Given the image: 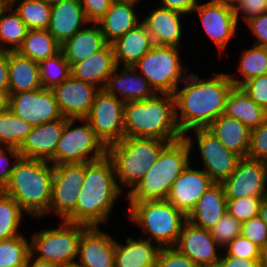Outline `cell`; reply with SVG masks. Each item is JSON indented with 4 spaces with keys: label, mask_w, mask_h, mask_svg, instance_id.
<instances>
[{
    "label": "cell",
    "mask_w": 267,
    "mask_h": 267,
    "mask_svg": "<svg viewBox=\"0 0 267 267\" xmlns=\"http://www.w3.org/2000/svg\"><path fill=\"white\" fill-rule=\"evenodd\" d=\"M116 240L115 267H155L160 247L141 236Z\"/></svg>",
    "instance_id": "cell-29"
},
{
    "label": "cell",
    "mask_w": 267,
    "mask_h": 267,
    "mask_svg": "<svg viewBox=\"0 0 267 267\" xmlns=\"http://www.w3.org/2000/svg\"><path fill=\"white\" fill-rule=\"evenodd\" d=\"M85 177V163H63L54 166L51 201L48 214L64 220L76 206Z\"/></svg>",
    "instance_id": "cell-14"
},
{
    "label": "cell",
    "mask_w": 267,
    "mask_h": 267,
    "mask_svg": "<svg viewBox=\"0 0 267 267\" xmlns=\"http://www.w3.org/2000/svg\"><path fill=\"white\" fill-rule=\"evenodd\" d=\"M49 1L52 3V2H55V1H59V0H49Z\"/></svg>",
    "instance_id": "cell-64"
},
{
    "label": "cell",
    "mask_w": 267,
    "mask_h": 267,
    "mask_svg": "<svg viewBox=\"0 0 267 267\" xmlns=\"http://www.w3.org/2000/svg\"><path fill=\"white\" fill-rule=\"evenodd\" d=\"M226 198L267 195V163L241 158L235 171L222 183Z\"/></svg>",
    "instance_id": "cell-16"
},
{
    "label": "cell",
    "mask_w": 267,
    "mask_h": 267,
    "mask_svg": "<svg viewBox=\"0 0 267 267\" xmlns=\"http://www.w3.org/2000/svg\"><path fill=\"white\" fill-rule=\"evenodd\" d=\"M151 11L144 15L141 22L151 34L153 43L156 45L182 47L184 14L161 6H153Z\"/></svg>",
    "instance_id": "cell-22"
},
{
    "label": "cell",
    "mask_w": 267,
    "mask_h": 267,
    "mask_svg": "<svg viewBox=\"0 0 267 267\" xmlns=\"http://www.w3.org/2000/svg\"><path fill=\"white\" fill-rule=\"evenodd\" d=\"M26 215L18 202L0 189V240L24 234L21 224Z\"/></svg>",
    "instance_id": "cell-37"
},
{
    "label": "cell",
    "mask_w": 267,
    "mask_h": 267,
    "mask_svg": "<svg viewBox=\"0 0 267 267\" xmlns=\"http://www.w3.org/2000/svg\"><path fill=\"white\" fill-rule=\"evenodd\" d=\"M190 258L198 267H216L223 250L212 238L210 230L186 220L174 246ZM221 252V253H220Z\"/></svg>",
    "instance_id": "cell-17"
},
{
    "label": "cell",
    "mask_w": 267,
    "mask_h": 267,
    "mask_svg": "<svg viewBox=\"0 0 267 267\" xmlns=\"http://www.w3.org/2000/svg\"><path fill=\"white\" fill-rule=\"evenodd\" d=\"M227 198L222 183H214L199 198L187 215L192 224L210 230L226 213Z\"/></svg>",
    "instance_id": "cell-27"
},
{
    "label": "cell",
    "mask_w": 267,
    "mask_h": 267,
    "mask_svg": "<svg viewBox=\"0 0 267 267\" xmlns=\"http://www.w3.org/2000/svg\"><path fill=\"white\" fill-rule=\"evenodd\" d=\"M51 90L64 118L85 119L90 113L95 95L100 89L71 76Z\"/></svg>",
    "instance_id": "cell-18"
},
{
    "label": "cell",
    "mask_w": 267,
    "mask_h": 267,
    "mask_svg": "<svg viewBox=\"0 0 267 267\" xmlns=\"http://www.w3.org/2000/svg\"><path fill=\"white\" fill-rule=\"evenodd\" d=\"M85 119L106 148L125 137L124 102L105 89L96 93L90 113Z\"/></svg>",
    "instance_id": "cell-12"
},
{
    "label": "cell",
    "mask_w": 267,
    "mask_h": 267,
    "mask_svg": "<svg viewBox=\"0 0 267 267\" xmlns=\"http://www.w3.org/2000/svg\"><path fill=\"white\" fill-rule=\"evenodd\" d=\"M128 221L159 247H174L187 216L168 200L127 201ZM146 235V237H145Z\"/></svg>",
    "instance_id": "cell-6"
},
{
    "label": "cell",
    "mask_w": 267,
    "mask_h": 267,
    "mask_svg": "<svg viewBox=\"0 0 267 267\" xmlns=\"http://www.w3.org/2000/svg\"><path fill=\"white\" fill-rule=\"evenodd\" d=\"M259 216L267 226V195L263 197L261 205H260V211Z\"/></svg>",
    "instance_id": "cell-58"
},
{
    "label": "cell",
    "mask_w": 267,
    "mask_h": 267,
    "mask_svg": "<svg viewBox=\"0 0 267 267\" xmlns=\"http://www.w3.org/2000/svg\"><path fill=\"white\" fill-rule=\"evenodd\" d=\"M193 165L190 163L174 181L167 198L186 216L193 210L201 195L214 184L203 169L192 168Z\"/></svg>",
    "instance_id": "cell-20"
},
{
    "label": "cell",
    "mask_w": 267,
    "mask_h": 267,
    "mask_svg": "<svg viewBox=\"0 0 267 267\" xmlns=\"http://www.w3.org/2000/svg\"><path fill=\"white\" fill-rule=\"evenodd\" d=\"M42 88L52 89L71 77V65L60 50L38 63Z\"/></svg>",
    "instance_id": "cell-40"
},
{
    "label": "cell",
    "mask_w": 267,
    "mask_h": 267,
    "mask_svg": "<svg viewBox=\"0 0 267 267\" xmlns=\"http://www.w3.org/2000/svg\"><path fill=\"white\" fill-rule=\"evenodd\" d=\"M241 235L258 245L262 250L267 248V226L260 216L242 222Z\"/></svg>",
    "instance_id": "cell-46"
},
{
    "label": "cell",
    "mask_w": 267,
    "mask_h": 267,
    "mask_svg": "<svg viewBox=\"0 0 267 267\" xmlns=\"http://www.w3.org/2000/svg\"><path fill=\"white\" fill-rule=\"evenodd\" d=\"M60 267H82V266L78 265L77 263H73V264H67V265L60 266Z\"/></svg>",
    "instance_id": "cell-62"
},
{
    "label": "cell",
    "mask_w": 267,
    "mask_h": 267,
    "mask_svg": "<svg viewBox=\"0 0 267 267\" xmlns=\"http://www.w3.org/2000/svg\"><path fill=\"white\" fill-rule=\"evenodd\" d=\"M58 222V226L43 227L32 234L30 252L38 259L59 266L76 263L79 240L88 226L63 220Z\"/></svg>",
    "instance_id": "cell-9"
},
{
    "label": "cell",
    "mask_w": 267,
    "mask_h": 267,
    "mask_svg": "<svg viewBox=\"0 0 267 267\" xmlns=\"http://www.w3.org/2000/svg\"><path fill=\"white\" fill-rule=\"evenodd\" d=\"M112 45L117 66H134L153 46L151 34L140 22Z\"/></svg>",
    "instance_id": "cell-28"
},
{
    "label": "cell",
    "mask_w": 267,
    "mask_h": 267,
    "mask_svg": "<svg viewBox=\"0 0 267 267\" xmlns=\"http://www.w3.org/2000/svg\"><path fill=\"white\" fill-rule=\"evenodd\" d=\"M116 238L100 227H88L78 244L76 263L82 267H115Z\"/></svg>",
    "instance_id": "cell-19"
},
{
    "label": "cell",
    "mask_w": 267,
    "mask_h": 267,
    "mask_svg": "<svg viewBox=\"0 0 267 267\" xmlns=\"http://www.w3.org/2000/svg\"><path fill=\"white\" fill-rule=\"evenodd\" d=\"M223 251L230 256L261 261L262 249L242 235L235 237Z\"/></svg>",
    "instance_id": "cell-44"
},
{
    "label": "cell",
    "mask_w": 267,
    "mask_h": 267,
    "mask_svg": "<svg viewBox=\"0 0 267 267\" xmlns=\"http://www.w3.org/2000/svg\"><path fill=\"white\" fill-rule=\"evenodd\" d=\"M30 237L21 234L0 240V267H25L30 255Z\"/></svg>",
    "instance_id": "cell-41"
},
{
    "label": "cell",
    "mask_w": 267,
    "mask_h": 267,
    "mask_svg": "<svg viewBox=\"0 0 267 267\" xmlns=\"http://www.w3.org/2000/svg\"><path fill=\"white\" fill-rule=\"evenodd\" d=\"M168 143L154 138L124 137L107 147L106 155L113 163L118 186L125 195L155 164Z\"/></svg>",
    "instance_id": "cell-7"
},
{
    "label": "cell",
    "mask_w": 267,
    "mask_h": 267,
    "mask_svg": "<svg viewBox=\"0 0 267 267\" xmlns=\"http://www.w3.org/2000/svg\"><path fill=\"white\" fill-rule=\"evenodd\" d=\"M28 30L15 9L7 5L0 13V51H17Z\"/></svg>",
    "instance_id": "cell-36"
},
{
    "label": "cell",
    "mask_w": 267,
    "mask_h": 267,
    "mask_svg": "<svg viewBox=\"0 0 267 267\" xmlns=\"http://www.w3.org/2000/svg\"><path fill=\"white\" fill-rule=\"evenodd\" d=\"M9 109L33 127L62 117L54 94L48 88L10 95Z\"/></svg>",
    "instance_id": "cell-15"
},
{
    "label": "cell",
    "mask_w": 267,
    "mask_h": 267,
    "mask_svg": "<svg viewBox=\"0 0 267 267\" xmlns=\"http://www.w3.org/2000/svg\"><path fill=\"white\" fill-rule=\"evenodd\" d=\"M112 2H125V3H142V0H111Z\"/></svg>",
    "instance_id": "cell-60"
},
{
    "label": "cell",
    "mask_w": 267,
    "mask_h": 267,
    "mask_svg": "<svg viewBox=\"0 0 267 267\" xmlns=\"http://www.w3.org/2000/svg\"><path fill=\"white\" fill-rule=\"evenodd\" d=\"M155 267H198L175 247H160Z\"/></svg>",
    "instance_id": "cell-49"
},
{
    "label": "cell",
    "mask_w": 267,
    "mask_h": 267,
    "mask_svg": "<svg viewBox=\"0 0 267 267\" xmlns=\"http://www.w3.org/2000/svg\"><path fill=\"white\" fill-rule=\"evenodd\" d=\"M228 150L247 157L250 147L251 130L236 118L220 115L206 128Z\"/></svg>",
    "instance_id": "cell-30"
},
{
    "label": "cell",
    "mask_w": 267,
    "mask_h": 267,
    "mask_svg": "<svg viewBox=\"0 0 267 267\" xmlns=\"http://www.w3.org/2000/svg\"><path fill=\"white\" fill-rule=\"evenodd\" d=\"M234 15L240 25L260 14L267 13V0H230ZM241 20V21H240Z\"/></svg>",
    "instance_id": "cell-45"
},
{
    "label": "cell",
    "mask_w": 267,
    "mask_h": 267,
    "mask_svg": "<svg viewBox=\"0 0 267 267\" xmlns=\"http://www.w3.org/2000/svg\"><path fill=\"white\" fill-rule=\"evenodd\" d=\"M193 152L182 137L168 143L145 176L124 197L127 201L167 200L174 181L192 163Z\"/></svg>",
    "instance_id": "cell-5"
},
{
    "label": "cell",
    "mask_w": 267,
    "mask_h": 267,
    "mask_svg": "<svg viewBox=\"0 0 267 267\" xmlns=\"http://www.w3.org/2000/svg\"><path fill=\"white\" fill-rule=\"evenodd\" d=\"M192 13H198L204 32L217 46L220 55L241 29L230 0H207L204 3L198 1Z\"/></svg>",
    "instance_id": "cell-13"
},
{
    "label": "cell",
    "mask_w": 267,
    "mask_h": 267,
    "mask_svg": "<svg viewBox=\"0 0 267 267\" xmlns=\"http://www.w3.org/2000/svg\"><path fill=\"white\" fill-rule=\"evenodd\" d=\"M25 267H60V266L45 260L38 259L30 253Z\"/></svg>",
    "instance_id": "cell-56"
},
{
    "label": "cell",
    "mask_w": 267,
    "mask_h": 267,
    "mask_svg": "<svg viewBox=\"0 0 267 267\" xmlns=\"http://www.w3.org/2000/svg\"><path fill=\"white\" fill-rule=\"evenodd\" d=\"M54 166L50 161L21 157L2 190L18 202L27 216L42 220L49 210Z\"/></svg>",
    "instance_id": "cell-4"
},
{
    "label": "cell",
    "mask_w": 267,
    "mask_h": 267,
    "mask_svg": "<svg viewBox=\"0 0 267 267\" xmlns=\"http://www.w3.org/2000/svg\"><path fill=\"white\" fill-rule=\"evenodd\" d=\"M9 103V92L4 89H0V113L9 109Z\"/></svg>",
    "instance_id": "cell-57"
},
{
    "label": "cell",
    "mask_w": 267,
    "mask_h": 267,
    "mask_svg": "<svg viewBox=\"0 0 267 267\" xmlns=\"http://www.w3.org/2000/svg\"><path fill=\"white\" fill-rule=\"evenodd\" d=\"M224 114L236 118L250 130L267 119V111L253 101L241 87L234 86L226 100Z\"/></svg>",
    "instance_id": "cell-33"
},
{
    "label": "cell",
    "mask_w": 267,
    "mask_h": 267,
    "mask_svg": "<svg viewBox=\"0 0 267 267\" xmlns=\"http://www.w3.org/2000/svg\"><path fill=\"white\" fill-rule=\"evenodd\" d=\"M241 222L227 211L210 229L212 238L224 249L235 237L241 235Z\"/></svg>",
    "instance_id": "cell-43"
},
{
    "label": "cell",
    "mask_w": 267,
    "mask_h": 267,
    "mask_svg": "<svg viewBox=\"0 0 267 267\" xmlns=\"http://www.w3.org/2000/svg\"><path fill=\"white\" fill-rule=\"evenodd\" d=\"M180 49L154 44L133 67L157 93L173 94L190 69L183 63L185 61L181 59Z\"/></svg>",
    "instance_id": "cell-8"
},
{
    "label": "cell",
    "mask_w": 267,
    "mask_h": 267,
    "mask_svg": "<svg viewBox=\"0 0 267 267\" xmlns=\"http://www.w3.org/2000/svg\"><path fill=\"white\" fill-rule=\"evenodd\" d=\"M11 6L29 30L48 29L51 16L49 0H16Z\"/></svg>",
    "instance_id": "cell-38"
},
{
    "label": "cell",
    "mask_w": 267,
    "mask_h": 267,
    "mask_svg": "<svg viewBox=\"0 0 267 267\" xmlns=\"http://www.w3.org/2000/svg\"><path fill=\"white\" fill-rule=\"evenodd\" d=\"M244 25L253 35V45L267 47V13L249 19Z\"/></svg>",
    "instance_id": "cell-51"
},
{
    "label": "cell",
    "mask_w": 267,
    "mask_h": 267,
    "mask_svg": "<svg viewBox=\"0 0 267 267\" xmlns=\"http://www.w3.org/2000/svg\"><path fill=\"white\" fill-rule=\"evenodd\" d=\"M116 66L112 45L107 44L87 59L72 64L71 76L104 89Z\"/></svg>",
    "instance_id": "cell-25"
},
{
    "label": "cell",
    "mask_w": 267,
    "mask_h": 267,
    "mask_svg": "<svg viewBox=\"0 0 267 267\" xmlns=\"http://www.w3.org/2000/svg\"><path fill=\"white\" fill-rule=\"evenodd\" d=\"M86 18L90 23H97L110 8L111 0H79Z\"/></svg>",
    "instance_id": "cell-52"
},
{
    "label": "cell",
    "mask_w": 267,
    "mask_h": 267,
    "mask_svg": "<svg viewBox=\"0 0 267 267\" xmlns=\"http://www.w3.org/2000/svg\"><path fill=\"white\" fill-rule=\"evenodd\" d=\"M222 253L216 267H261V261L230 256L225 251L223 252V250Z\"/></svg>",
    "instance_id": "cell-54"
},
{
    "label": "cell",
    "mask_w": 267,
    "mask_h": 267,
    "mask_svg": "<svg viewBox=\"0 0 267 267\" xmlns=\"http://www.w3.org/2000/svg\"><path fill=\"white\" fill-rule=\"evenodd\" d=\"M247 157L267 163V119L259 127L251 130Z\"/></svg>",
    "instance_id": "cell-47"
},
{
    "label": "cell",
    "mask_w": 267,
    "mask_h": 267,
    "mask_svg": "<svg viewBox=\"0 0 267 267\" xmlns=\"http://www.w3.org/2000/svg\"><path fill=\"white\" fill-rule=\"evenodd\" d=\"M89 23L79 0H59L51 3L47 30L60 45Z\"/></svg>",
    "instance_id": "cell-24"
},
{
    "label": "cell",
    "mask_w": 267,
    "mask_h": 267,
    "mask_svg": "<svg viewBox=\"0 0 267 267\" xmlns=\"http://www.w3.org/2000/svg\"><path fill=\"white\" fill-rule=\"evenodd\" d=\"M61 45L47 30H28L24 41L17 52L39 63L48 57L54 56L61 49Z\"/></svg>",
    "instance_id": "cell-35"
},
{
    "label": "cell",
    "mask_w": 267,
    "mask_h": 267,
    "mask_svg": "<svg viewBox=\"0 0 267 267\" xmlns=\"http://www.w3.org/2000/svg\"><path fill=\"white\" fill-rule=\"evenodd\" d=\"M6 6L7 4L3 0H0V13Z\"/></svg>",
    "instance_id": "cell-61"
},
{
    "label": "cell",
    "mask_w": 267,
    "mask_h": 267,
    "mask_svg": "<svg viewBox=\"0 0 267 267\" xmlns=\"http://www.w3.org/2000/svg\"><path fill=\"white\" fill-rule=\"evenodd\" d=\"M184 138L188 141L191 151L194 152L198 145L196 150H198L199 153L197 154L202 161L200 162L202 164L199 165H203L201 168L211 177L214 183H223L235 171L241 157L228 150L206 128L191 130L184 135Z\"/></svg>",
    "instance_id": "cell-11"
},
{
    "label": "cell",
    "mask_w": 267,
    "mask_h": 267,
    "mask_svg": "<svg viewBox=\"0 0 267 267\" xmlns=\"http://www.w3.org/2000/svg\"><path fill=\"white\" fill-rule=\"evenodd\" d=\"M7 5H11L16 0H3Z\"/></svg>",
    "instance_id": "cell-63"
},
{
    "label": "cell",
    "mask_w": 267,
    "mask_h": 267,
    "mask_svg": "<svg viewBox=\"0 0 267 267\" xmlns=\"http://www.w3.org/2000/svg\"><path fill=\"white\" fill-rule=\"evenodd\" d=\"M107 45L97 23H89L61 45L70 65L83 61Z\"/></svg>",
    "instance_id": "cell-31"
},
{
    "label": "cell",
    "mask_w": 267,
    "mask_h": 267,
    "mask_svg": "<svg viewBox=\"0 0 267 267\" xmlns=\"http://www.w3.org/2000/svg\"><path fill=\"white\" fill-rule=\"evenodd\" d=\"M106 153L107 148L86 119H67L55 150V165L92 162L103 158Z\"/></svg>",
    "instance_id": "cell-10"
},
{
    "label": "cell",
    "mask_w": 267,
    "mask_h": 267,
    "mask_svg": "<svg viewBox=\"0 0 267 267\" xmlns=\"http://www.w3.org/2000/svg\"><path fill=\"white\" fill-rule=\"evenodd\" d=\"M240 87L253 101L267 111V74L252 78Z\"/></svg>",
    "instance_id": "cell-50"
},
{
    "label": "cell",
    "mask_w": 267,
    "mask_h": 267,
    "mask_svg": "<svg viewBox=\"0 0 267 267\" xmlns=\"http://www.w3.org/2000/svg\"><path fill=\"white\" fill-rule=\"evenodd\" d=\"M104 89L124 103L146 100L157 94L144 76L132 66H116Z\"/></svg>",
    "instance_id": "cell-23"
},
{
    "label": "cell",
    "mask_w": 267,
    "mask_h": 267,
    "mask_svg": "<svg viewBox=\"0 0 267 267\" xmlns=\"http://www.w3.org/2000/svg\"><path fill=\"white\" fill-rule=\"evenodd\" d=\"M239 56V63L235 68L238 75L228 73L234 86L240 87L252 78L267 74V47L252 44L250 48H243Z\"/></svg>",
    "instance_id": "cell-34"
},
{
    "label": "cell",
    "mask_w": 267,
    "mask_h": 267,
    "mask_svg": "<svg viewBox=\"0 0 267 267\" xmlns=\"http://www.w3.org/2000/svg\"><path fill=\"white\" fill-rule=\"evenodd\" d=\"M260 266L267 267V248L262 250Z\"/></svg>",
    "instance_id": "cell-59"
},
{
    "label": "cell",
    "mask_w": 267,
    "mask_h": 267,
    "mask_svg": "<svg viewBox=\"0 0 267 267\" xmlns=\"http://www.w3.org/2000/svg\"><path fill=\"white\" fill-rule=\"evenodd\" d=\"M228 72H213L207 78L189 72L174 91L175 117L183 136L191 130L207 128L224 114L226 100L234 87Z\"/></svg>",
    "instance_id": "cell-1"
},
{
    "label": "cell",
    "mask_w": 267,
    "mask_h": 267,
    "mask_svg": "<svg viewBox=\"0 0 267 267\" xmlns=\"http://www.w3.org/2000/svg\"><path fill=\"white\" fill-rule=\"evenodd\" d=\"M198 1L199 0H159L157 5L189 16L197 6Z\"/></svg>",
    "instance_id": "cell-53"
},
{
    "label": "cell",
    "mask_w": 267,
    "mask_h": 267,
    "mask_svg": "<svg viewBox=\"0 0 267 267\" xmlns=\"http://www.w3.org/2000/svg\"><path fill=\"white\" fill-rule=\"evenodd\" d=\"M123 193L118 186L113 163L107 155L87 162L75 209L63 221L88 227L106 226Z\"/></svg>",
    "instance_id": "cell-2"
},
{
    "label": "cell",
    "mask_w": 267,
    "mask_h": 267,
    "mask_svg": "<svg viewBox=\"0 0 267 267\" xmlns=\"http://www.w3.org/2000/svg\"><path fill=\"white\" fill-rule=\"evenodd\" d=\"M8 51H0V89L8 91Z\"/></svg>",
    "instance_id": "cell-55"
},
{
    "label": "cell",
    "mask_w": 267,
    "mask_h": 267,
    "mask_svg": "<svg viewBox=\"0 0 267 267\" xmlns=\"http://www.w3.org/2000/svg\"><path fill=\"white\" fill-rule=\"evenodd\" d=\"M33 126L10 109L0 113V144L20 148Z\"/></svg>",
    "instance_id": "cell-39"
},
{
    "label": "cell",
    "mask_w": 267,
    "mask_h": 267,
    "mask_svg": "<svg viewBox=\"0 0 267 267\" xmlns=\"http://www.w3.org/2000/svg\"><path fill=\"white\" fill-rule=\"evenodd\" d=\"M8 78L9 95L42 88L38 63L17 51H8Z\"/></svg>",
    "instance_id": "cell-32"
},
{
    "label": "cell",
    "mask_w": 267,
    "mask_h": 267,
    "mask_svg": "<svg viewBox=\"0 0 267 267\" xmlns=\"http://www.w3.org/2000/svg\"><path fill=\"white\" fill-rule=\"evenodd\" d=\"M125 137L154 138L169 143L184 137L175 117L173 94L157 93L141 101L124 103Z\"/></svg>",
    "instance_id": "cell-3"
},
{
    "label": "cell",
    "mask_w": 267,
    "mask_h": 267,
    "mask_svg": "<svg viewBox=\"0 0 267 267\" xmlns=\"http://www.w3.org/2000/svg\"><path fill=\"white\" fill-rule=\"evenodd\" d=\"M263 196L227 198L226 210L241 223L259 216Z\"/></svg>",
    "instance_id": "cell-42"
},
{
    "label": "cell",
    "mask_w": 267,
    "mask_h": 267,
    "mask_svg": "<svg viewBox=\"0 0 267 267\" xmlns=\"http://www.w3.org/2000/svg\"><path fill=\"white\" fill-rule=\"evenodd\" d=\"M138 4L125 2L111 3L106 14L97 22L107 44H113L141 22L142 16H140V12H137Z\"/></svg>",
    "instance_id": "cell-26"
},
{
    "label": "cell",
    "mask_w": 267,
    "mask_h": 267,
    "mask_svg": "<svg viewBox=\"0 0 267 267\" xmlns=\"http://www.w3.org/2000/svg\"><path fill=\"white\" fill-rule=\"evenodd\" d=\"M67 118L35 126L18 149L22 158L50 161L55 165V150Z\"/></svg>",
    "instance_id": "cell-21"
},
{
    "label": "cell",
    "mask_w": 267,
    "mask_h": 267,
    "mask_svg": "<svg viewBox=\"0 0 267 267\" xmlns=\"http://www.w3.org/2000/svg\"><path fill=\"white\" fill-rule=\"evenodd\" d=\"M21 158L18 148L0 144V189L10 181L16 163Z\"/></svg>",
    "instance_id": "cell-48"
}]
</instances>
